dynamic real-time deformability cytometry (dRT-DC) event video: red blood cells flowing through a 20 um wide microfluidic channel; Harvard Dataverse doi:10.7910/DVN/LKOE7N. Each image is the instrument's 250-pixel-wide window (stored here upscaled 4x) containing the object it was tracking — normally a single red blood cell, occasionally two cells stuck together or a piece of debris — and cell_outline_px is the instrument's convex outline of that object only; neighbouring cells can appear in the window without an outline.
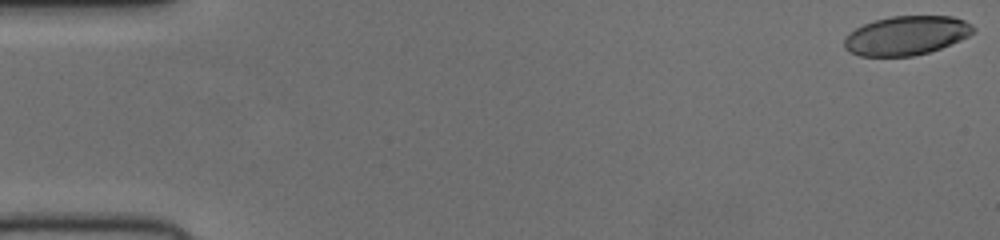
{"species": "human", "species_latin": "Homo sapiens", "temperature_condition": "cold", "stored_images_in_passage": 52, "camera_frame_rate_fps": 3000, "um_per_image_px": 0.085, "donor": {"sex": "female"}, "frame": {"image": 1, "passage_image": 1, "time_ms": 0.0, "image_size_px": [1000, 240], "cell_outline_px": [[976, 32], [960, 40], [940, 48], [928, 52], [912, 56], [860, 56], [848, 52], [844, 48], [844, 40], [856, 28], [864, 24], [876, 20], [892, 16], [952, 16], [964, 20], [972, 24], [976, 28]], "centroid_in_image_um": [77.07, 3.02], "position_along_channel_um": 7.9, "area_um2": 29.3}}
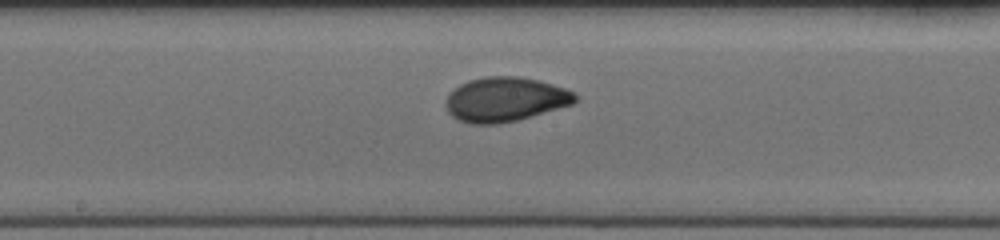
{"frame": {"image": 2, "passage_image": 28, "time_ms": 9.0, "image_size_px": [1000, 240], "cell_outline_px": [[580, 96], [572, 104], [516, 120], [496, 124], [468, 124], [456, 120], [448, 112], [444, 104], [448, 96], [460, 84], [468, 80], [484, 76], [516, 76], [540, 80], [564, 88]], "centroid_in_image_um": [42.91, 8.45], "position_along_channel_um": 205.3, "area_um2": 33.47}}
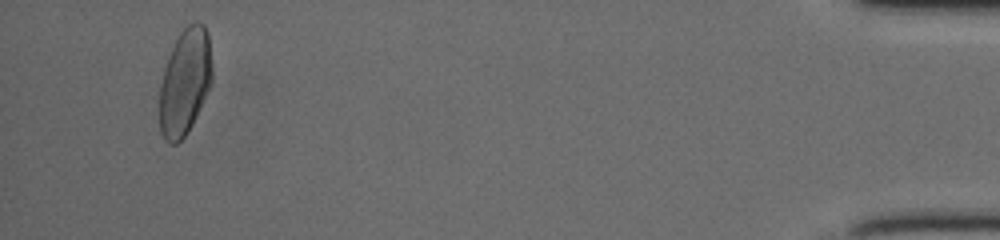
{"frame": {"image": 3, "passage_image": 50, "time_ms": 16.333, "image_size_px": [1000, 240], "cell_outline_px": [[212, 80], [192, 124], [184, 136], [176, 144], [168, 144], [164, 140], [160, 132], [160, 88], [164, 68], [168, 56], [180, 32], [188, 24], [196, 20], [204, 24], [208, 32], [212, 64]], "centroid_in_image_um": [15.72, 6.93], "position_along_channel_um": 419.5, "area_um2": 32.48}}